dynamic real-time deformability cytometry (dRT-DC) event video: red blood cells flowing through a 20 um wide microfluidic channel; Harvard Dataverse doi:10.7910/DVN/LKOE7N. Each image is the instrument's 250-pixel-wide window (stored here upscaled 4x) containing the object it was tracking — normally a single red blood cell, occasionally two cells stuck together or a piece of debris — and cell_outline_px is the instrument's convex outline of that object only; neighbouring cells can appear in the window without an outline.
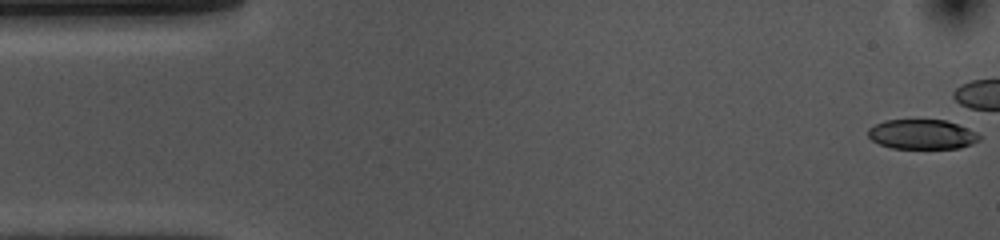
{"species": "common noctule bat (a hibernating species)", "species_latin": "Nyctalus noctula", "temperature_condition": "cold", "stored_images_in_passage": 42, "camera_frame_rate_fps": 3000, "um_per_image_px": 0.085, "animal": {"sex": "female", "body_mass_g": 10.0, "forearm_length_mm": 53.1}, "frame": {"image": 1, "passage_image": 1, "time_ms": 0.0, "image_size_px": [1000, 240], "cell_outline_px": [[980, 140], [972, 144], [960, 148], [892, 148], [880, 144], [872, 140], [868, 136], [868, 128], [884, 120], [944, 120], [956, 124], [976, 132], [980, 136]], "centroid_in_image_um": [78.36, 11.42], "position_along_channel_um": 6.6, "area_um2": 19.13}}
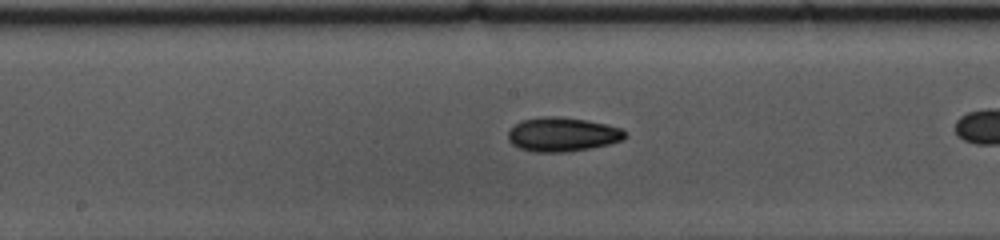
{"frame": {"image": 2, "passage_image": 27, "time_ms": 8.667, "image_size_px": [1000, 240], "cell_outline_px": [[628, 136], [624, 140], [608, 144], [568, 152], [536, 152], [520, 148], [512, 144], [508, 140], [508, 132], [520, 120], [540, 116], [560, 116], [588, 120], [620, 128], [628, 132]], "centroid_in_image_um": [47.82, 11.41], "position_along_channel_um": 200.4, "area_um2": 23.41}}
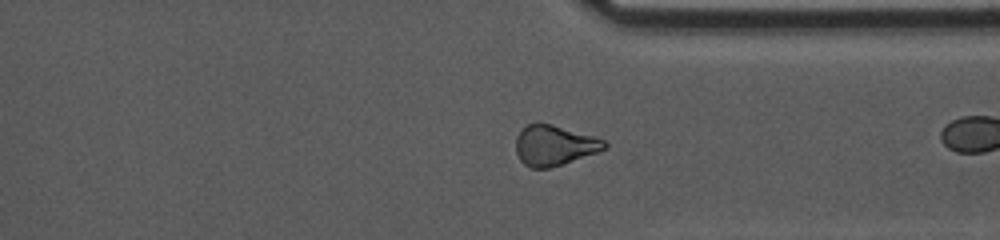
{"frame": {"image": 3, "passage_image": 41, "time_ms": 13.333, "image_size_px": [1000, 240], "cell_outline_px": [[608, 148], [548, 168], [532, 168], [524, 164], [520, 160], [516, 152], [516, 136], [528, 124], [536, 120], [552, 124], [592, 136], [604, 140], [608, 144]], "centroid_in_image_um": [47.08, 12.33], "position_along_channel_um": 364.3, "area_um2": 20.63}}